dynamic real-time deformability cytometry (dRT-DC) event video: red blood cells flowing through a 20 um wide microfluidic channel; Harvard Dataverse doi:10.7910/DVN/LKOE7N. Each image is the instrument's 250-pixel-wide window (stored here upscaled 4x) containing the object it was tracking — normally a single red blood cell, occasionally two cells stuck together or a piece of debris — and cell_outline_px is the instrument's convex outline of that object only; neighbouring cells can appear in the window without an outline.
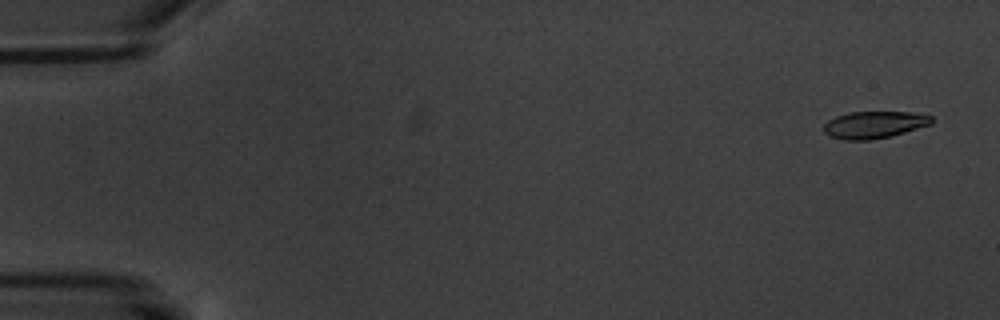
{"species": "common noctule bat (a hibernating species)", "species_latin": "Nyctalus noctula", "temperature_condition": "warm", "stored_images_in_passage": 5, "camera_frame_rate_fps": 3000, "um_per_image_px": 0.085, "animal": {"sex": "male", "body_mass_g": 20.1, "forearm_length_mm": 53.5}, "frame": {"image": 1, "passage_image": 1, "time_ms": 0.0, "image_size_px": [1000, 320], "cell_outline_px": [[932, 124], [892, 136], [872, 140], [844, 140], [832, 136], [824, 132], [824, 124], [828, 120], [836, 116], [848, 112], [912, 112], [932, 116]], "centroid_in_image_um": [74.32, 10.6], "position_along_channel_um": 10.7, "area_um2": 17.05}}
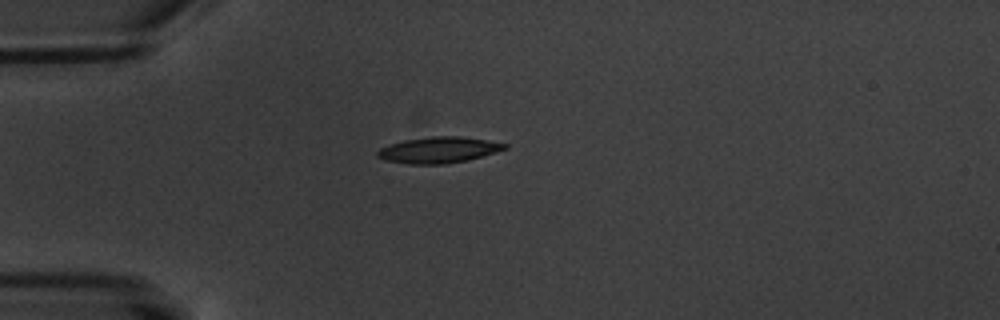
{"frame": {"image": 2, "passage_image": 5, "time_ms": 4.667, "image_size_px": [1000, 320], "cell_outline_px": [[508, 148], [468, 160], [444, 164], [408, 164], [384, 160], [376, 156], [376, 152], [380, 148], [404, 140], [432, 136], [460, 136], [508, 144]], "centroid_in_image_um": [37.25, 12.75], "position_along_channel_um": 47.7, "area_um2": 19.19}}